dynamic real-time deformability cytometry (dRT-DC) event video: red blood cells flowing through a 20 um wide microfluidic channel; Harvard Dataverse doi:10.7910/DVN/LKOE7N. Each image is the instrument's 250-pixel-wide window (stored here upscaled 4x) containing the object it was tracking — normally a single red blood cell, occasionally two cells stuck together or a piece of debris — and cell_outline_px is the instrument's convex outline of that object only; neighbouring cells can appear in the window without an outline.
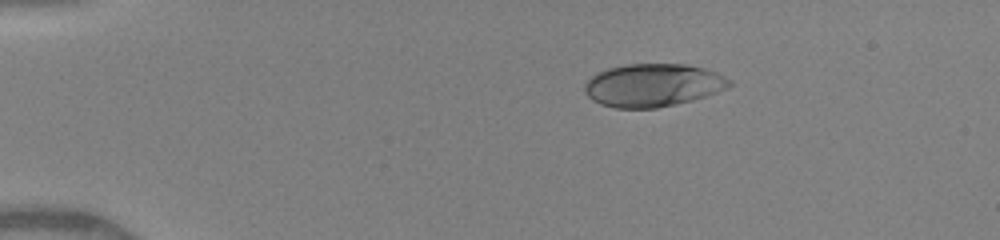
{"species": "human", "species_latin": "Homo sapiens", "temperature_condition": "warm", "stored_images_in_passage": 41, "camera_frame_rate_fps": 3000, "um_per_image_px": 0.085, "donor": {"sex": "female"}, "frame": {"image": 1, "passage_image": 1, "time_ms": 0.0, "image_size_px": [1000, 240], "cell_outline_px": [[732, 84], [716, 92], [692, 100], [676, 104], [656, 108], [616, 108], [600, 104], [592, 100], [584, 92], [584, 84], [596, 72], [608, 68], [628, 64], [684, 64], [704, 68], [716, 72], [732, 80]], "centroid_in_image_um": [55.47, 7.24], "position_along_channel_um": 29.5, "area_um2": 36.18}}
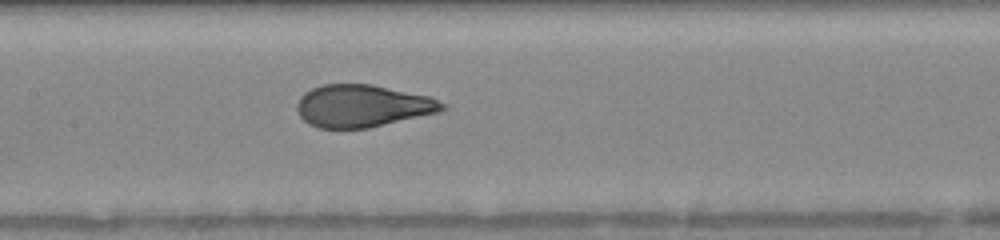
{"frame": {"image": 2, "passage_image": 17, "time_ms": 5.333, "image_size_px": [1000, 240], "cell_outline_px": [[448, 108], [440, 112], [368, 128], [320, 128], [308, 124], [300, 116], [296, 108], [296, 104], [300, 96], [304, 92], [312, 88], [324, 84], [372, 84], [428, 96], [448, 104]], "centroid_in_image_um": [30.82, 9.0], "position_along_channel_um": 176.6, "area_um2": 36.01}}
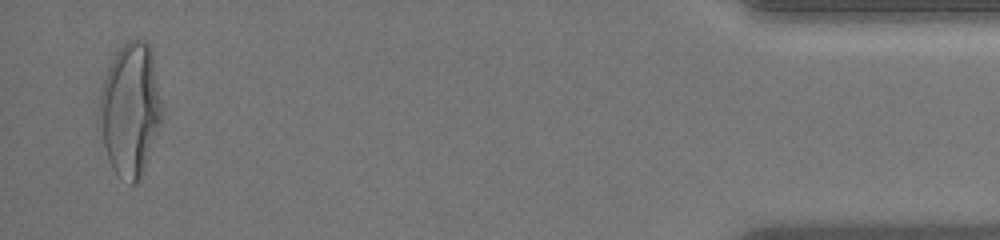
{"frame": {"image": 3, "passage_image": 40, "time_ms": 13.0, "image_size_px": [1000, 240], "cell_outline_px": [[164, 112], [144, 172], [140, 180], [136, 184], [132, 184], [116, 172], [112, 168], [96, 124], [96, 116], [100, 96], [104, 80], [108, 68], [116, 52], [128, 40], [136, 36], [144, 40], [152, 48]], "centroid_in_image_um": [11.08, 9.28], "position_along_channel_um": 424.1, "area_um2": 49.48}, "authors_computed_cell_mechanics": {"area_um2": 36.8764, "velocity_mm_per_s": 4.1363, "shape_relaxation_time_tau1_ms": 4.8585, "shape_relaxation_time_tau2_ms": null, "deformation_change_tau1": 0.2529, "deformation_change_tau2": null}}